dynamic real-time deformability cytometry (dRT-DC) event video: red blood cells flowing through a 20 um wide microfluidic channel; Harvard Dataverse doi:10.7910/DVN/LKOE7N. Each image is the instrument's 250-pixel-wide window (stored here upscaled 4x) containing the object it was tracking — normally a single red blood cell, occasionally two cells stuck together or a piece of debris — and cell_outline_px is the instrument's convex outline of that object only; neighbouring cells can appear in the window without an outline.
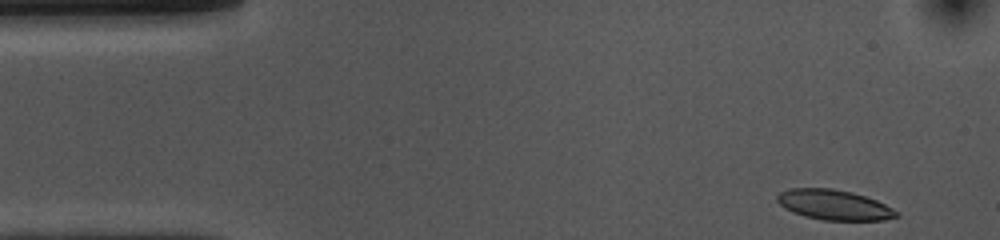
{"species": "common noctule bat (a hibernating species)", "species_latin": "Nyctalus noctula", "temperature_condition": "cold", "stored_images_in_passage": 40, "camera_frame_rate_fps": 3000, "um_per_image_px": 0.085, "animal": {"sex": "female", "body_mass_g": 10.0, "forearm_length_mm": 53.1}, "frame": {"image": 1, "passage_image": 1, "time_ms": 0.0, "image_size_px": [1000, 240], "cell_outline_px": [[900, 216], [884, 220], [824, 220], [804, 216], [792, 212], [784, 208], [776, 200], [776, 196], [780, 192], [788, 188], [832, 188], [852, 192], [876, 200], [900, 212]], "centroid_in_image_um": [70.89, 17.41], "position_along_channel_um": 14.1, "area_um2": 21.04}}
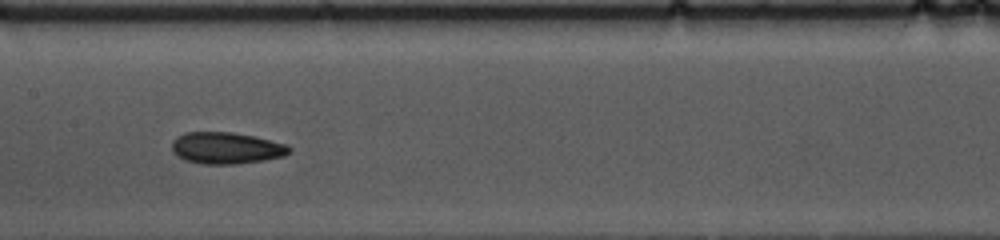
{"frame": {"image": 2, "passage_image": 22, "time_ms": 7.0, "image_size_px": [1000, 240], "cell_outline_px": [[292, 152], [284, 156], [264, 160], [236, 164], [204, 164], [188, 160], [180, 156], [172, 148], [172, 140], [176, 136], [184, 132], [232, 132], [252, 136], [288, 144], [292, 148]], "centroid_in_image_um": [19.28, 12.57], "position_along_channel_um": 188.1, "area_um2": 21.56}}
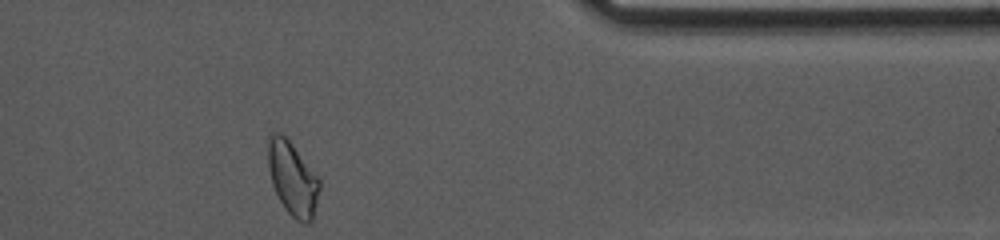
{"frame": {"image": 3, "passage_image": 40, "time_ms": 13.0, "image_size_px": [1000, 240], "cell_outline_px": [[320, 188], [312, 220], [308, 224], [304, 224], [296, 220], [284, 208], [272, 184], [268, 168], [268, 136], [272, 132], [280, 132], [292, 144], [320, 176]], "centroid_in_image_um": [24.88, 15.17], "position_along_channel_um": 386.5, "area_um2": 22.31}, "authors_computed_cell_mechanics": {"area_um2": 21.2704, "velocity_mm_per_s": 3.7022, "shape_relaxation_time_tau1_ms": 3.8202, "shape_relaxation_time_tau2_ms": 4.2412, "deformation_change_tau1": 0.1355, "deformation_change_tau2": 0.0976}}